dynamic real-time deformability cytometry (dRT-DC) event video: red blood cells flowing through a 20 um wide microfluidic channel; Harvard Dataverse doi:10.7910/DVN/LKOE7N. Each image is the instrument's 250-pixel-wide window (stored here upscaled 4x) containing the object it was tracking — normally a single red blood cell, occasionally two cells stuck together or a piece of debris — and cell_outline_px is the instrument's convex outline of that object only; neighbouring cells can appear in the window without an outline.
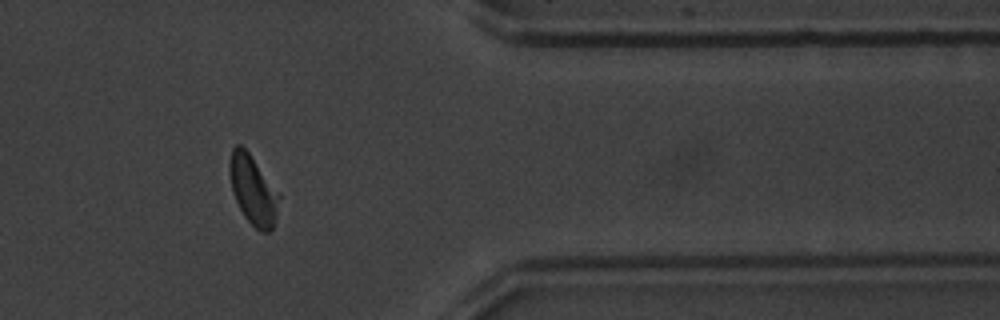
{"species": "common noctule bat (a hibernating species)", "species_latin": "Nyctalus noctula", "temperature_condition": "warm", "stored_images_in_passage": 37, "camera_frame_rate_fps": 3000, "um_per_image_px": 0.085, "animal": {"sex": "male", "body_mass_g": 20.1, "forearm_length_mm": 53.5}, "frame": {"image": 1, "passage_image": 27, "time_ms": 8.667, "image_size_px": [1000, 320], "cell_outline_px": [[280, 196], [276, 216], [272, 228], [268, 232], [260, 232], [244, 216], [232, 192], [228, 168], [228, 164], [232, 148], [236, 144], [240, 144], [248, 152], [280, 192]], "centroid_in_image_um": [21.5, 16.13], "position_along_channel_um": 389.9, "area_um2": 20.0}, "authors_computed_cell_mechanics": {"area_um2": 19.9988, "velocity_mm_per_s": 3.9522, "shape_relaxation_time_tau1_ms": 3.0763, "shape_relaxation_time_tau2_ms": 1.448, "deformation_change_tau1": 0.1506, "deformation_change_tau2": 0.0904}}